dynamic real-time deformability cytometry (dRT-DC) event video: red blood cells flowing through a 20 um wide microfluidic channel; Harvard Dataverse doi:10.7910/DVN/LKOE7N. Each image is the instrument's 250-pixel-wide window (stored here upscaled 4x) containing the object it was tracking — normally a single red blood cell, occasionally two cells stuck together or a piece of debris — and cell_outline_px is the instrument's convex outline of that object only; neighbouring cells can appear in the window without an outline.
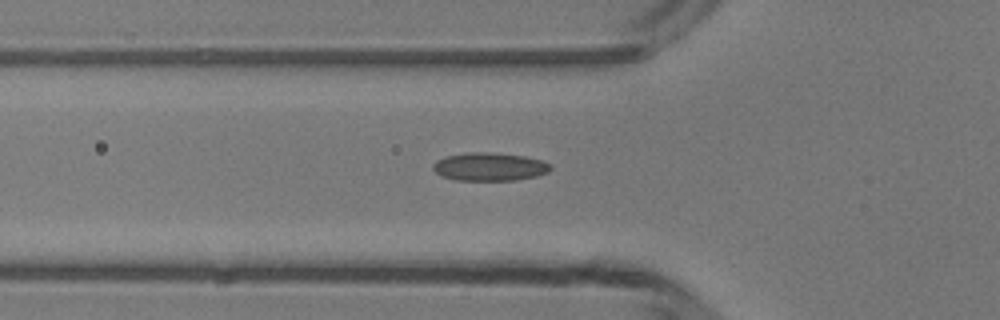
{"species": "common noctule bat (a hibernating species)", "species_latin": "Nyctalus noctula", "temperature_condition": "room temperature", "stored_images_in_passage": 35, "camera_frame_rate_fps": 3000, "um_per_image_px": 0.085, "animal": {"sex": "male", "body_mass_g": 13.3}, "frame": {"image": 1, "passage_image": 3, "time_ms": 0.667, "image_size_px": [1000, 320], "cell_outline_px": [[552, 168], [548, 172], [536, 176], [516, 180], [456, 180], [444, 176], [436, 172], [432, 168], [432, 164], [436, 160], [448, 156], [472, 152], [488, 152], [524, 156], [544, 160], [552, 164]], "centroid_in_image_um": [41.66, 14.17], "position_along_channel_um": 84.1, "area_um2": 19.25}}
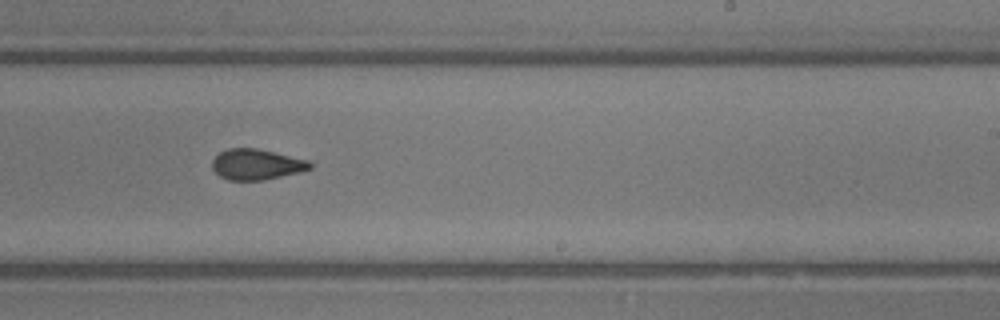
{"frame": {"image": 2, "passage_image": 16, "time_ms": 5.0, "image_size_px": [1000, 320], "cell_outline_px": [[312, 168], [300, 172], [264, 180], [228, 180], [220, 176], [212, 168], [212, 160], [220, 152], [228, 148], [256, 148], [308, 160], [312, 164]], "centroid_in_image_um": [21.79, 13.98], "position_along_channel_um": 267.2, "area_um2": 17.4}}
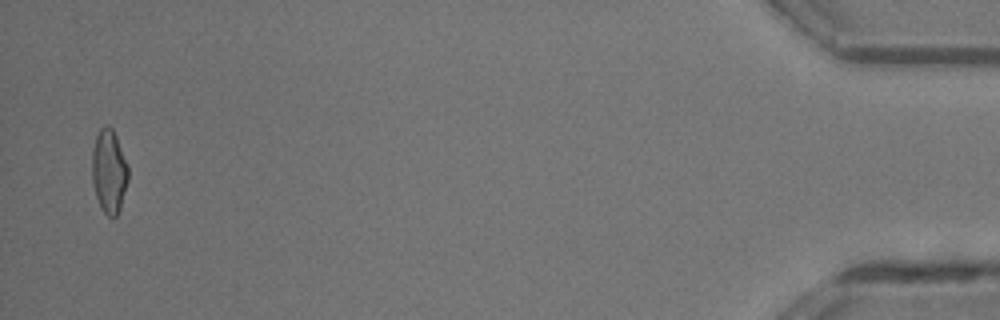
{"frame": {"image": 3, "passage_image": 34, "time_ms": 11.0, "image_size_px": [1000, 320], "cell_outline_px": [[128, 180], [120, 208], [116, 216], [112, 220], [100, 208], [96, 196], [92, 180], [92, 148], [96, 136], [100, 128], [104, 124], [108, 124], [112, 128], [116, 136], [128, 164]], "centroid_in_image_um": [9.26, 14.55], "position_along_channel_um": 425.9, "area_um2": 17.86}, "authors_computed_cell_mechanics": {"area_um2": 17.6868, "velocity_mm_per_s": 4.2094, "shape_relaxation_time_tau1_ms": 6.3674, "shape_relaxation_time_tau2_ms": 1.3668, "deformation_change_tau1": 0.1624, "deformation_change_tau2": 0.0794}}